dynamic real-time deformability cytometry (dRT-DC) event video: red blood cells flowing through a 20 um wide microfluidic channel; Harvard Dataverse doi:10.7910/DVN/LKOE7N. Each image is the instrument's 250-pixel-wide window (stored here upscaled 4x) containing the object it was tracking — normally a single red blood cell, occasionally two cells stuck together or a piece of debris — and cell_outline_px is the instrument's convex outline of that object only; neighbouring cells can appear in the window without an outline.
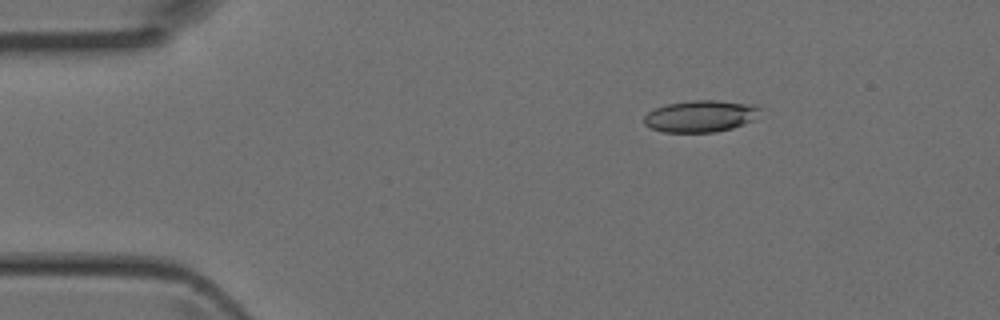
{"species": "Egyptian fruit bat (a non-hibernating species)", "species_latin": "Rousettus aegyptiacus", "temperature_condition": "room temperature", "stored_images_in_passage": 5, "camera_frame_rate_fps": 3000, "um_per_image_px": 0.085, "animal": {"sex": "female"}, "frame": {"image": 1, "passage_image": 3, "time_ms": 0.667, "image_size_px": [1000, 320], "cell_outline_px": [[764, 108], [752, 120], [732, 128], [716, 132], [664, 132], [652, 128], [644, 124], [644, 116], [648, 112], [656, 108], [668, 104], [692, 100], [716, 100], [756, 104]], "centroid_in_image_um": [59.58, 9.86], "position_along_channel_um": 25.4, "area_um2": 21.5}}
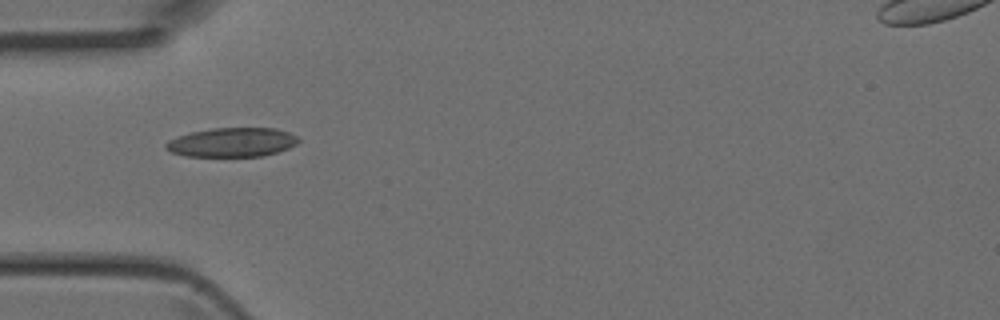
{"frame": {"image": 2, "passage_image": 5, "time_ms": 1.333, "image_size_px": [1000, 320], "cell_outline_px": [[300, 140], [296, 144], [288, 148], [264, 156], [184, 156], [172, 152], [164, 148], [164, 144], [168, 140], [192, 132], [212, 128], [276, 128], [288, 132], [296, 136]], "centroid_in_image_um": [19.72, 12.1], "position_along_channel_um": 65.3, "area_um2": 22.43}}